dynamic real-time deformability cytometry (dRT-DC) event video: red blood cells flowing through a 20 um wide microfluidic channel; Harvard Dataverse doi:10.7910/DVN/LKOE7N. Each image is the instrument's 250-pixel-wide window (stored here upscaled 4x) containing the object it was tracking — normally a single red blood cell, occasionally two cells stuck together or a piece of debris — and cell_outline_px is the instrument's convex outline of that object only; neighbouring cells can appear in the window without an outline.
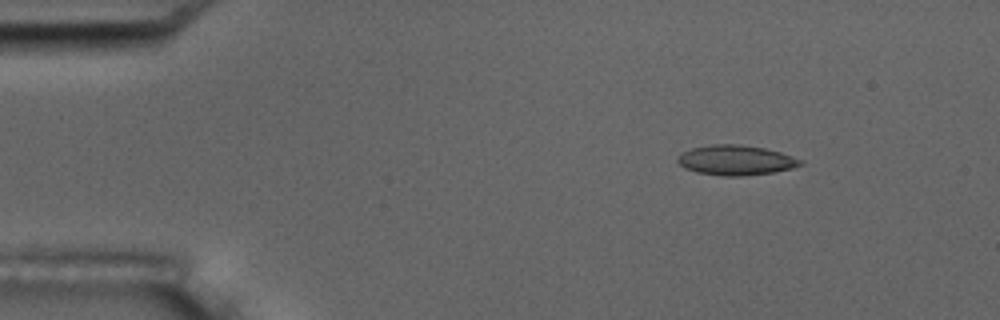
{"species": "common noctule bat (a hibernating species)", "species_latin": "Nyctalus noctula", "temperature_condition": "room temperature", "stored_images_in_passage": 6, "camera_frame_rate_fps": 3000, "um_per_image_px": 0.085, "animal": {"sex": "male", "body_mass_g": 17.5, "forearm_length_mm": 52.3}, "frame": {"image": 1, "passage_image": 1, "time_ms": 0.0, "image_size_px": [1000, 320], "cell_outline_px": [[804, 164], [792, 168], [772, 172], [744, 176], [724, 176], [696, 172], [684, 168], [676, 160], [676, 156], [680, 152], [692, 148], [712, 144], [736, 144], [764, 148], [780, 152], [804, 160]], "centroid_in_image_um": [62.52, 13.61], "position_along_channel_um": 22.5, "area_um2": 21.56}}
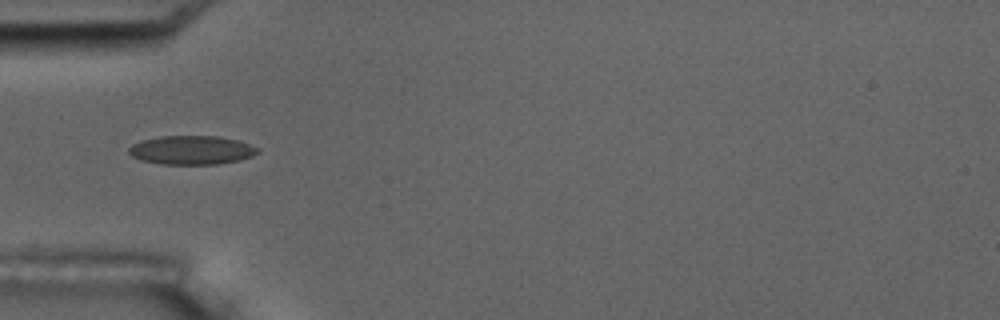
{"frame": {"image": 2, "passage_image": 4, "time_ms": 3.333, "image_size_px": [1000, 320], "cell_outline_px": [[260, 152], [252, 156], [240, 160], [216, 164], [160, 164], [140, 160], [132, 156], [128, 152], [128, 148], [132, 144], [140, 140], [160, 136], [216, 136], [236, 140], [260, 148]], "centroid_in_image_um": [16.26, 12.76], "position_along_channel_um": 68.7, "area_um2": 21.73}}